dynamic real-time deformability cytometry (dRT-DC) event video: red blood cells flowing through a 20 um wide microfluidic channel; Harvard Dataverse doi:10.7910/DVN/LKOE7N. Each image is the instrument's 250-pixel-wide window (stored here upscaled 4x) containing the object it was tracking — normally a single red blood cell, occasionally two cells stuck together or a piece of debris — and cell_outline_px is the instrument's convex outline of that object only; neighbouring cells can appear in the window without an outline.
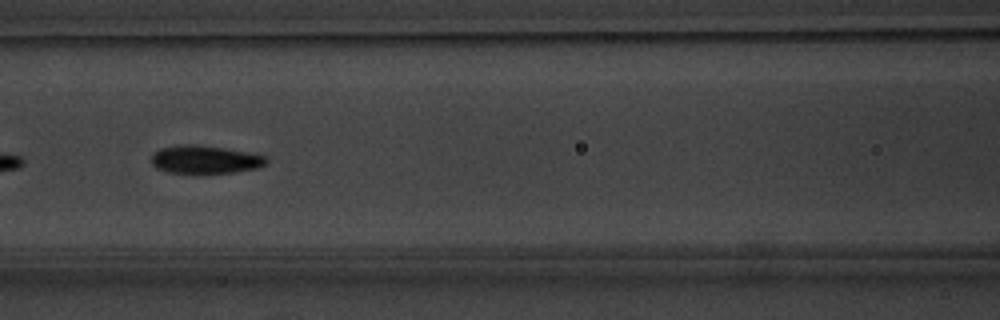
{"species": "common noctule bat (a hibernating species)", "species_latin": "Nyctalus noctula", "temperature_condition": "warm", "stored_images_in_passage": 14, "camera_frame_rate_fps": 3000, "um_per_image_px": 0.085, "animal": {"sex": "male", "body_mass_g": 20.1, "forearm_length_mm": 53.5}, "frame": {"image": 1, "passage_image": 12, "time_ms": 3.667, "image_size_px": [1000, 320], "cell_outline_px": [[268, 160], [264, 164], [256, 168], [232, 172], [168, 172], [156, 168], [152, 164], [152, 156], [160, 148], [176, 144], [200, 144], [252, 152], [268, 156]], "centroid_in_image_um": [17.45, 13.52], "position_along_channel_um": 149.1, "area_um2": 18.79}}